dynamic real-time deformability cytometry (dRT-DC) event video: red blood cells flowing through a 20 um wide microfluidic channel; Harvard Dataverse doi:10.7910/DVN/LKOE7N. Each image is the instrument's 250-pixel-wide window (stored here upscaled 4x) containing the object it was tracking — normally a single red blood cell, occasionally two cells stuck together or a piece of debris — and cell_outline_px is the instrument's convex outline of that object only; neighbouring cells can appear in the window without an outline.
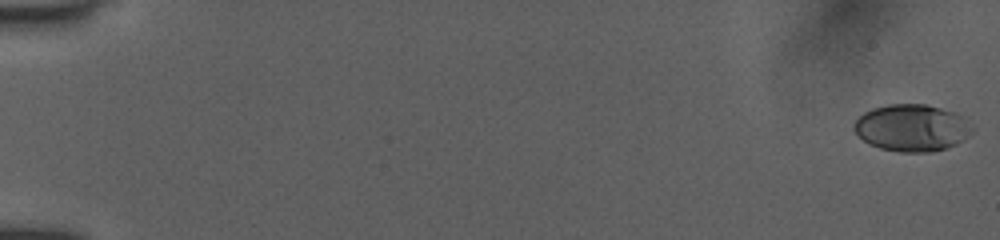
{"species": "human", "species_latin": "Homo sapiens", "temperature_condition": "room temperature", "stored_images_in_passage": 27, "camera_frame_rate_fps": 3000, "um_per_image_px": 0.085, "donor": {"sex": "female"}, "frame": {"image": 1, "passage_image": 1, "time_ms": 0.0, "image_size_px": [1000, 240], "cell_outline_px": [[972, 132], [956, 144], [932, 152], [900, 152], [880, 148], [868, 144], [852, 128], [852, 124], [864, 112], [872, 108], [888, 104], [928, 104], [956, 112], [972, 124]], "centroid_in_image_um": [77.5, 10.85], "position_along_channel_um": 7.5, "area_um2": 32.43}}
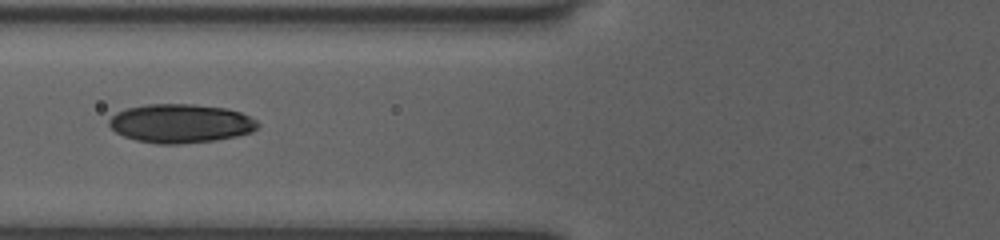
{"frame": {"image": 2, "passage_image": 23, "time_ms": 7.333, "image_size_px": [1000, 240], "cell_outline_px": [[260, 124], [252, 132], [236, 136], [216, 140], [176, 144], [160, 144], [136, 140], [124, 136], [116, 132], [108, 124], [108, 120], [116, 112], [128, 108], [148, 104], [192, 104], [228, 108], [240, 112], [256, 120]], "centroid_in_image_um": [15.35, 10.49], "position_along_channel_um": 110.4, "area_um2": 33.58}}
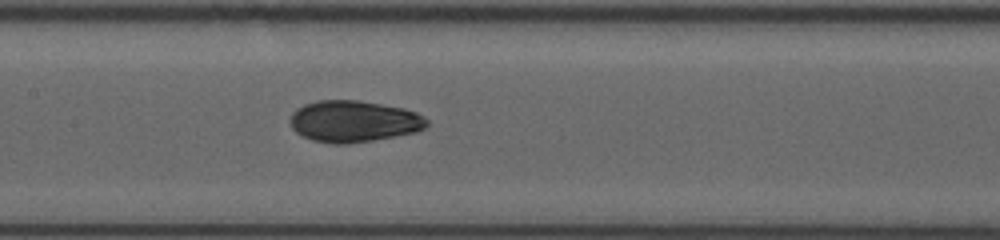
{"frame": {"image": 3, "passage_image": 27, "time_ms": 9.0, "image_size_px": [1000, 240], "cell_outline_px": [[428, 124], [424, 128], [416, 132], [372, 140], [348, 144], [336, 144], [312, 140], [296, 132], [292, 128], [288, 120], [292, 112], [296, 108], [304, 104], [316, 100], [356, 100], [404, 108], [416, 112], [424, 116], [428, 120]], "centroid_in_image_um": [30.04, 10.3], "position_along_channel_um": 177.4, "area_um2": 33.18}}